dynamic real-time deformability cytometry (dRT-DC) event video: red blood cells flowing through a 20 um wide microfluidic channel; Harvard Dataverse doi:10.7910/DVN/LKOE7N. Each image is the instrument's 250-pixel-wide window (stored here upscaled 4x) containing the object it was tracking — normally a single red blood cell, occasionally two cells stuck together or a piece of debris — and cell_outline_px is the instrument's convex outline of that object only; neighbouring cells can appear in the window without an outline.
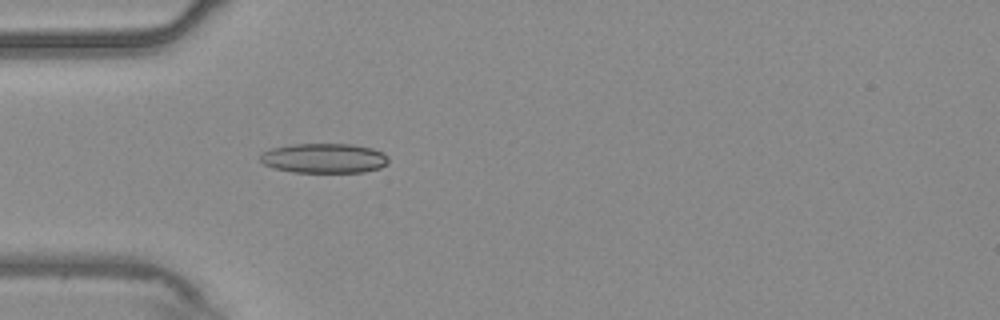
{"species": "common noctule bat (a hibernating species)", "species_latin": "Nyctalus noctula", "temperature_condition": "warm", "stored_images_in_passage": 55, "camera_frame_rate_fps": 3000, "um_per_image_px": 0.085, "animal": {"sex": "male", "body_mass_g": 20.4}, "frame": {"image": 1, "passage_image": 17, "time_ms": 5.333, "image_size_px": [1000, 320], "cell_outline_px": [[388, 164], [380, 168], [364, 172], [292, 172], [272, 168], [264, 164], [260, 160], [260, 156], [264, 152], [272, 148], [292, 144], [352, 144], [372, 148], [384, 152], [388, 156]], "centroid_in_image_um": [27.58, 13.45], "position_along_channel_um": 57.4, "area_um2": 22.37}}
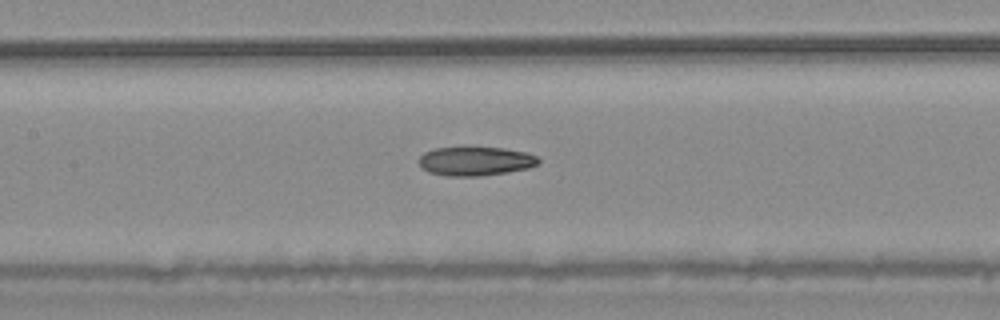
{"frame": {"image": 2, "passage_image": 26, "time_ms": 8.333, "image_size_px": [1000, 320], "cell_outline_px": [[540, 164], [528, 168], [508, 172], [480, 176], [448, 176], [428, 172], [420, 168], [420, 156], [424, 152], [436, 148], [504, 148], [528, 152], [536, 156], [540, 160]], "centroid_in_image_um": [40.44, 13.71], "position_along_channel_um": 167.0, "area_um2": 20.17}}
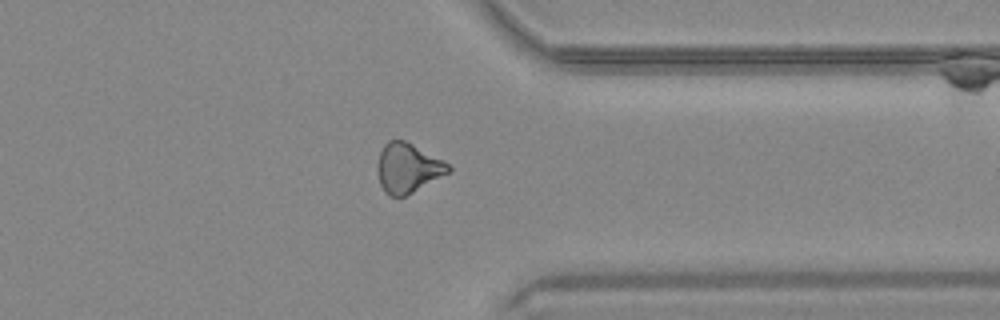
{"frame": {"image": 3, "passage_image": 43, "time_ms": 14.0, "image_size_px": [1000, 320], "cell_outline_px": [[452, 168], [448, 172], [412, 192], [404, 196], [388, 196], [384, 192], [380, 184], [376, 168], [376, 164], [380, 152], [384, 144], [388, 140], [404, 140], [444, 160]], "centroid_in_image_um": [34.61, 14.27], "position_along_channel_um": 376.8, "area_um2": 20.29}, "authors_computed_cell_mechanics": {"area_um2": 21.097, "velocity_mm_per_s": 3.7748, "shape_relaxation_time_tau1_ms": null, "shape_relaxation_time_tau2_ms": 10.7085, "deformation_change_tau1": null, "deformation_change_tau2": 0.2258}}